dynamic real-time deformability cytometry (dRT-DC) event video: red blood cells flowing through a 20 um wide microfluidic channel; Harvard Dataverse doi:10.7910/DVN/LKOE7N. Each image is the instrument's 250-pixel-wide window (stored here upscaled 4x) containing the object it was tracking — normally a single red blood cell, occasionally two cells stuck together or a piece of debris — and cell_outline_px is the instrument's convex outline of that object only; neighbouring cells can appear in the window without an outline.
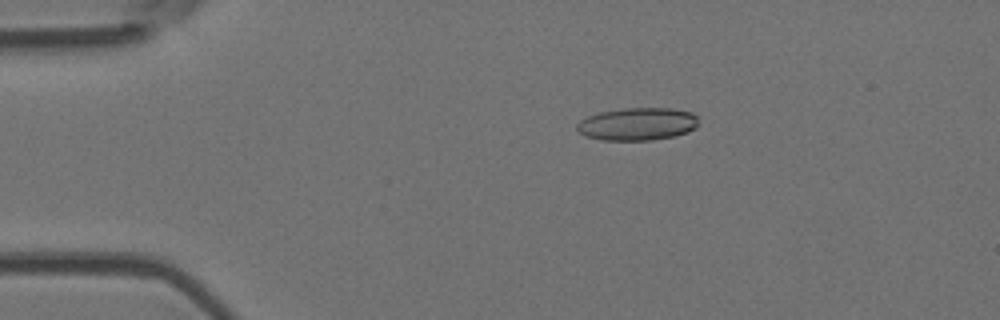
{"species": "Egyptian fruit bat (a non-hibernating species)", "species_latin": "Rousettus aegyptiacus", "temperature_condition": "room temperature", "stored_images_in_passage": 53, "camera_frame_rate_fps": 3000, "um_per_image_px": 0.085, "animal": {"sex": "female"}, "frame": {"image": 1, "passage_image": 10, "time_ms": 3.0, "image_size_px": [1000, 320], "cell_outline_px": [[696, 128], [688, 132], [676, 136], [652, 140], [600, 140], [584, 136], [576, 128], [576, 124], [580, 120], [588, 116], [600, 112], [624, 108], [668, 108], [692, 112], [696, 116]], "centroid_in_image_um": [54.16, 10.55], "position_along_channel_um": 30.8, "area_um2": 23.24}}
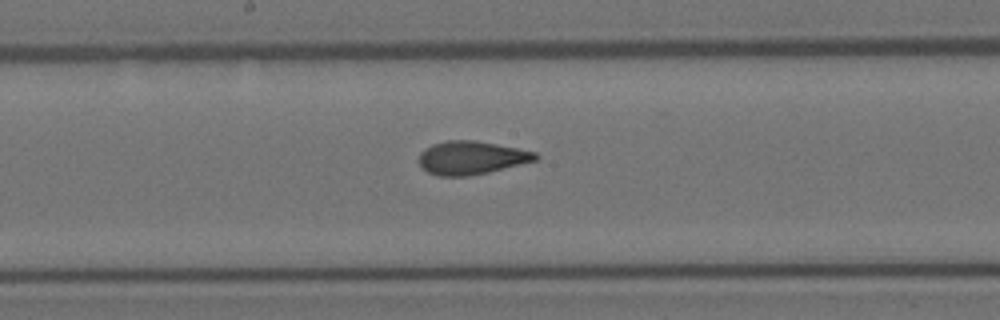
{"frame": {"image": 2, "passage_image": 28, "time_ms": 9.0, "image_size_px": [1000, 320], "cell_outline_px": [[540, 156], [536, 160], [488, 172], [468, 176], [440, 176], [428, 172], [416, 160], [420, 152], [424, 148], [432, 144], [444, 140], [476, 140], [536, 152]], "centroid_in_image_um": [40.02, 13.4], "position_along_channel_um": 208.2, "area_um2": 22.66}}
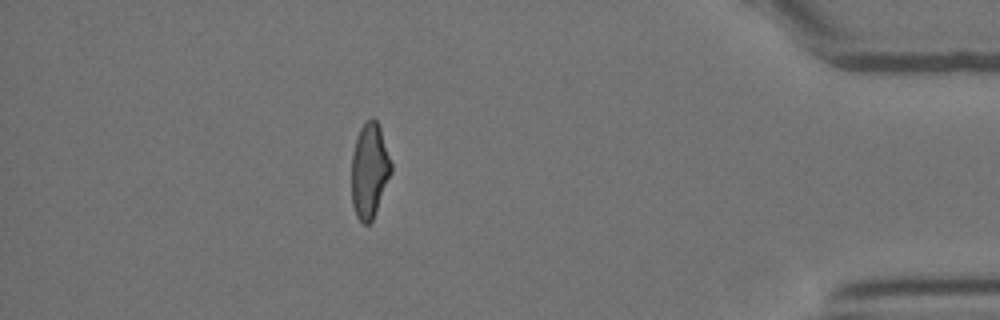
{"frame": {"image": 3, "passage_image": 47, "time_ms": 15.333, "image_size_px": [1000, 320], "cell_outline_px": [[392, 172], [372, 220], [368, 224], [364, 224], [356, 216], [352, 204], [352, 156], [356, 136], [360, 128], [372, 116], [376, 120], [380, 128], [392, 164]], "centroid_in_image_um": [31.4, 14.49], "position_along_channel_um": 403.8, "area_um2": 21.73}, "authors_computed_cell_mechanics": {"area_um2": 22.5998, "velocity_mm_per_s": 3.808, "shape_relaxation_time_tau1_ms": 9.1412, "shape_relaxation_time_tau2_ms": 1.5149, "deformation_change_tau1": 0.2122, "deformation_change_tau2": 0.091}}